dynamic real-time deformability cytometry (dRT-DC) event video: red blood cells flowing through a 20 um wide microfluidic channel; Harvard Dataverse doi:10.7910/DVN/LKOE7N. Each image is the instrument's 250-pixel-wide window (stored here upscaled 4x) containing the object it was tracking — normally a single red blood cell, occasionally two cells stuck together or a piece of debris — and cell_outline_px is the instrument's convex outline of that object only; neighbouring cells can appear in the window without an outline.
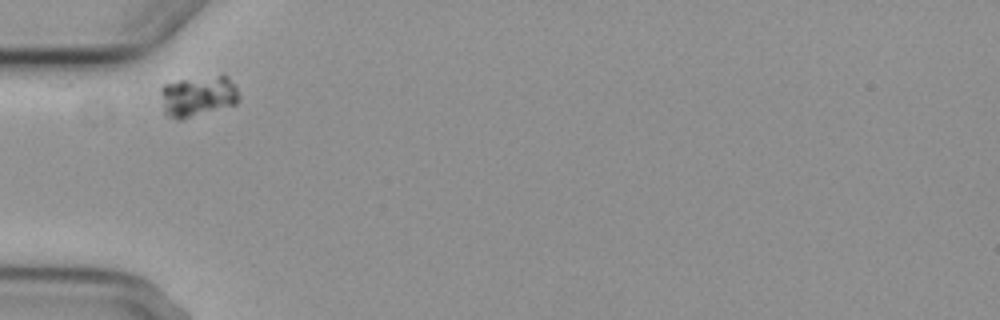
{"species": "common noctule bat (a hibernating species)", "species_latin": "Nyctalus noctula", "temperature_condition": "cold", "stored_images_in_passage": 2, "camera_frame_rate_fps": 3000, "um_per_image_px": 0.085, "animal": {"sex": "female", "body_mass_g": 29.2, "forearm_length_mm": 56.3}, "frame": {"image": 1, "passage_image": 1, "time_ms": 0.0, "image_size_px": [1000, 320], "cell_outline_px": [[240, 100], [236, 104], [180, 120], [176, 120], [168, 116], [164, 112], [160, 92], [160, 88], [164, 84], [180, 80], [220, 72], [224, 72], [228, 76], [236, 88], [240, 96]], "centroid_in_image_um": [16.85, 8.12], "position_along_channel_um": 68.1, "area_um2": 19.25}}
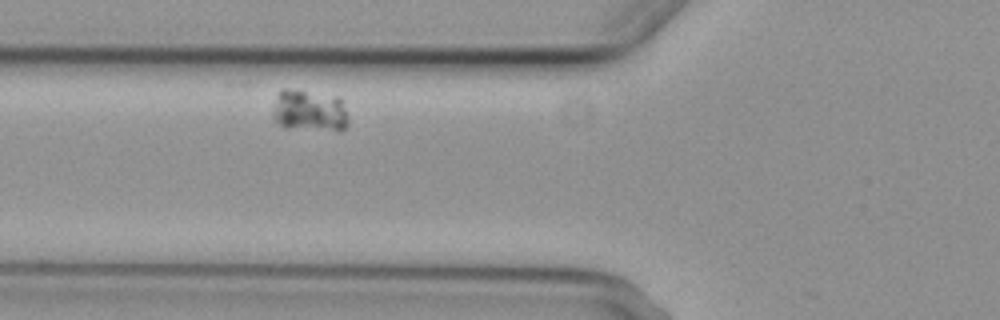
{"frame": {"image": 2, "passage_image": 2, "time_ms": 1.0, "image_size_px": [1000, 320], "cell_outline_px": [[348, 124], [340, 132], [284, 128], [276, 124], [272, 120], [272, 108], [276, 96], [280, 88], [288, 88], [340, 96], [348, 116]], "centroid_in_image_um": [26.27, 9.42], "position_along_channel_um": 99.5, "area_um2": 19.42}}